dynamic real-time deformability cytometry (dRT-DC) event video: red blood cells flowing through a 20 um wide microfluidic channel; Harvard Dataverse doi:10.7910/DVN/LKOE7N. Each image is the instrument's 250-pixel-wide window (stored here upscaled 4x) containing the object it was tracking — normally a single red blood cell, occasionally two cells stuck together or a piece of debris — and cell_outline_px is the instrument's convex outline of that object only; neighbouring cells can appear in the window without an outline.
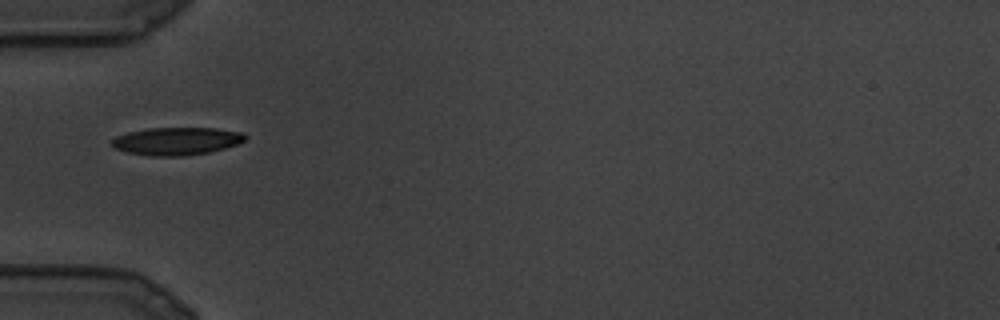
{"species": "common noctule bat (a hibernating species)", "species_latin": "Nyctalus noctula", "temperature_condition": "cold", "stored_images_in_passage": 4, "camera_frame_rate_fps": 3000, "um_per_image_px": 0.085, "animal": {"sex": "male", "body_mass_g": 19.5, "forearm_length_mm": 54.6}, "frame": {"image": 1, "passage_image": 1, "time_ms": 0.0, "image_size_px": [1000, 320], "cell_outline_px": [[248, 136], [244, 140], [236, 144], [224, 148], [208, 152], [184, 156], [148, 156], [128, 152], [112, 148], [112, 140], [116, 136], [128, 132], [148, 128], [216, 128], [244, 132]], "centroid_in_image_um": [15.01, 11.99], "position_along_channel_um": 70.0, "area_um2": 21.62}}
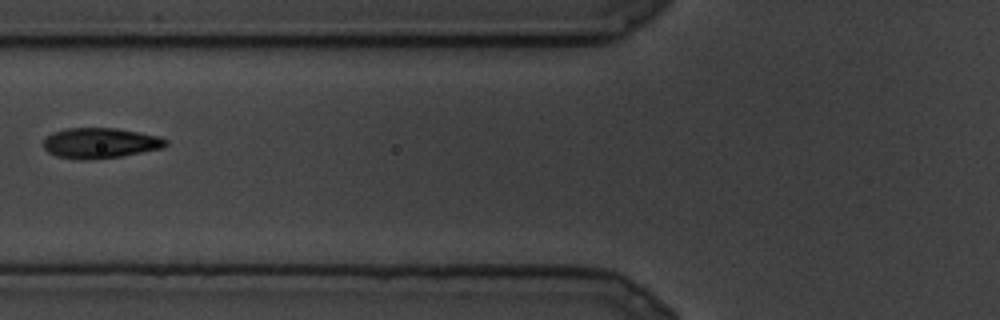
{"frame": {"image": 2, "passage_image": 3, "time_ms": 0.667, "image_size_px": [1000, 320], "cell_outline_px": [[168, 144], [164, 148], [124, 156], [92, 160], [80, 160], [56, 156], [48, 152], [44, 148], [44, 136], [52, 132], [68, 128], [116, 128], [160, 136], [168, 140]], "centroid_in_image_um": [8.53, 12.17], "position_along_channel_um": 117.3, "area_um2": 22.08}}